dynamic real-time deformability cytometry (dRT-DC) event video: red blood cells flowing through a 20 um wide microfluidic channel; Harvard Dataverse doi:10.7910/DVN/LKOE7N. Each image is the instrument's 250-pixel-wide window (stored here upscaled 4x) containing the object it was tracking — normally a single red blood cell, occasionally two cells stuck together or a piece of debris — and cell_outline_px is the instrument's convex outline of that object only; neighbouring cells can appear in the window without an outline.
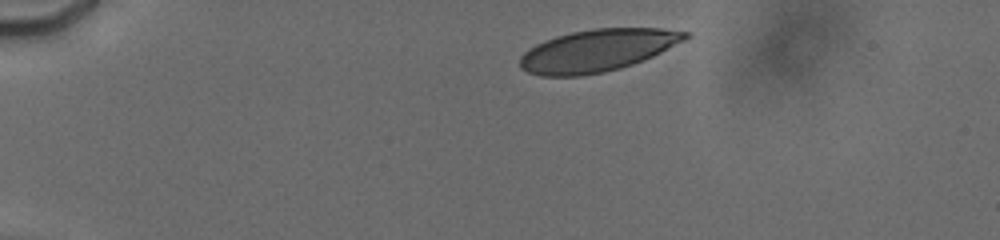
{"species": "human", "species_latin": "Homo sapiens", "temperature_condition": "cold", "stored_images_in_passage": 26, "camera_frame_rate_fps": 3000, "um_per_image_px": 0.085, "donor": {"sex": "male"}, "frame": {"image": 1, "passage_image": 8, "time_ms": 1.0, "image_size_px": [1000, 240], "cell_outline_px": [[692, 36], [644, 60], [620, 68], [604, 72], [580, 76], [540, 76], [528, 72], [520, 68], [520, 56], [524, 52], [536, 44], [556, 36], [572, 32], [596, 28], [660, 28], [692, 32]], "centroid_in_image_um": [50.78, 4.29], "position_along_channel_um": 34.2, "area_um2": 40.58}}